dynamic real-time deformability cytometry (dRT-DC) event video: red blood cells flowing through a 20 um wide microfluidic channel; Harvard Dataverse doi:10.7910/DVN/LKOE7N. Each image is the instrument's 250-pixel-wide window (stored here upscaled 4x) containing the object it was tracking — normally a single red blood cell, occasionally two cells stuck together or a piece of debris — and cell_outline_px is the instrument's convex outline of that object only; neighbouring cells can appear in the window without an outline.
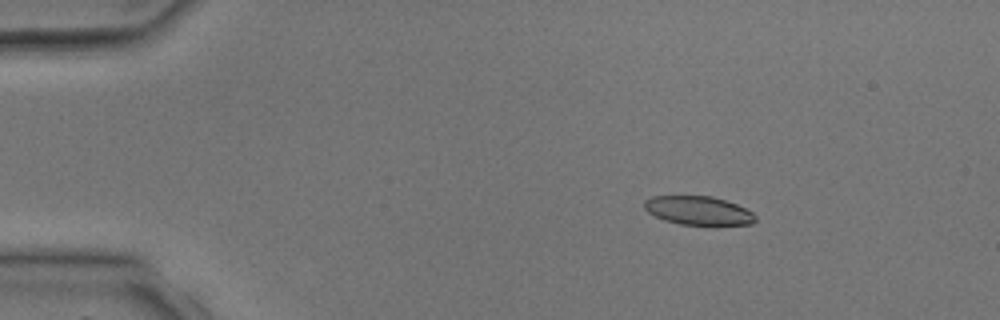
{"species": "common noctule bat (a hibernating species)", "species_latin": "Nyctalus noctula", "temperature_condition": "room temperature", "stored_images_in_passage": 3, "camera_frame_rate_fps": 3000, "um_per_image_px": 0.085, "animal": {"sex": "male", "body_mass_g": 17.9, "forearm_length_mm": 54.2}, "frame": {"image": 1, "passage_image": 1, "time_ms": 0.0, "image_size_px": [1000, 320], "cell_outline_px": [[756, 220], [752, 224], [680, 224], [664, 220], [648, 212], [644, 208], [644, 200], [652, 196], [712, 196], [736, 204], [752, 212], [756, 216]], "centroid_in_image_um": [59.33, 17.88], "position_along_channel_um": 25.7, "area_um2": 18.32}}
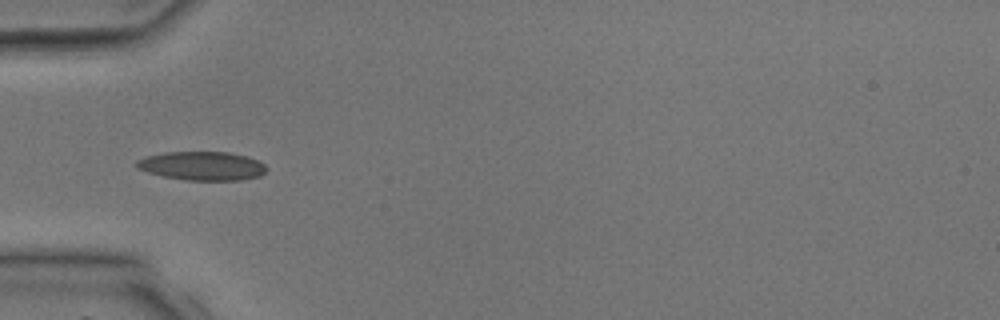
{"frame": {"image": 2, "passage_image": 3, "time_ms": 2.333, "image_size_px": [1000, 320], "cell_outline_px": [[268, 168], [260, 176], [240, 180], [184, 180], [164, 176], [148, 172], [136, 168], [132, 164], [136, 160], [144, 156], [164, 152], [228, 152], [244, 156], [256, 160], [264, 164]], "centroid_in_image_um": [17.11, 14.1], "position_along_channel_um": 67.9, "area_um2": 21.85}}